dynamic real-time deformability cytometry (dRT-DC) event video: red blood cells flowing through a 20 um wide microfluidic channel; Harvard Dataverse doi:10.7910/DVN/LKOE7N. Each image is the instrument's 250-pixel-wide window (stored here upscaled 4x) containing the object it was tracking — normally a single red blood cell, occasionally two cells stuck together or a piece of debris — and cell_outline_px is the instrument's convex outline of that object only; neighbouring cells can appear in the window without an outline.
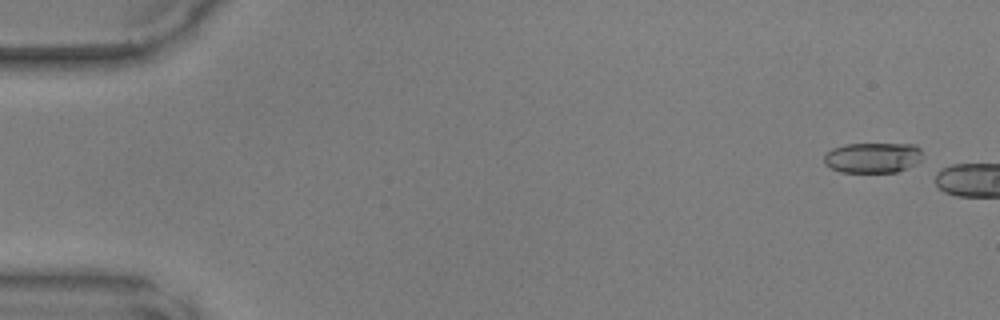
{"species": "common noctule bat (a hibernating species)", "species_latin": "Nyctalus noctula", "temperature_condition": "warm", "stored_images_in_passage": 3, "camera_frame_rate_fps": 3000, "um_per_image_px": 0.085, "animal": {"sex": "male", "body_mass_g": 17.9, "forearm_length_mm": 54.2}, "frame": {"image": 1, "passage_image": 1, "time_ms": 0.0, "image_size_px": [1000, 320], "cell_outline_px": [[924, 160], [916, 164], [896, 172], [840, 172], [824, 164], [824, 156], [832, 148], [848, 144], [912, 144], [920, 148], [924, 156]], "centroid_in_image_um": [74.23, 13.4], "position_along_channel_um": 10.8, "area_um2": 17.57}}